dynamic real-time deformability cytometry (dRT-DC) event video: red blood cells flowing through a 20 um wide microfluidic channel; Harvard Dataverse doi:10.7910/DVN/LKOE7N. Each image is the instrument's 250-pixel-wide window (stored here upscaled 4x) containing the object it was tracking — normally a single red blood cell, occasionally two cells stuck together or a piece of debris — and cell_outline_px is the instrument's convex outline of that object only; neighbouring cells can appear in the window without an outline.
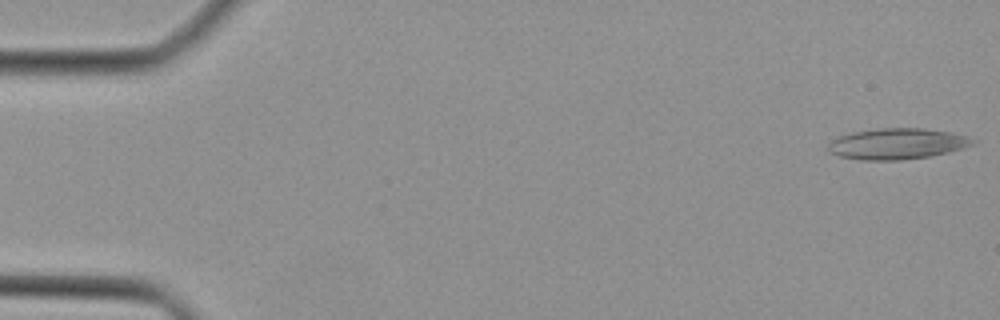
{"species": "Egyptian fruit bat (a non-hibernating species)", "species_latin": "Rousettus aegyptiacus", "temperature_condition": "cold", "stored_images_in_passage": 44, "camera_frame_rate_fps": 3000, "um_per_image_px": 0.085, "animal": {"sex": "female"}, "frame": {"image": 1, "passage_image": 1, "time_ms": 0.0, "image_size_px": [1000, 320], "cell_outline_px": [[976, 144], [964, 148], [948, 152], [928, 156], [900, 160], [860, 160], [840, 156], [828, 152], [828, 144], [832, 140], [840, 136], [852, 132], [880, 128], [920, 128], [948, 132], [968, 136], [976, 140]], "centroid_in_image_um": [76.26, 12.22], "position_along_channel_um": 8.7, "area_um2": 26.01}}
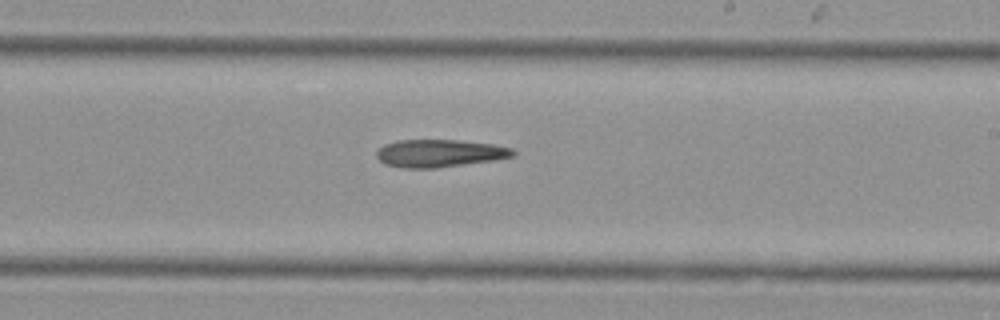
{"frame": {"image": 2, "passage_image": 26, "time_ms": 8.333, "image_size_px": [1000, 320], "cell_outline_px": [[516, 156], [496, 160], [436, 168], [400, 168], [384, 164], [376, 156], [376, 152], [384, 144], [396, 140], [460, 140], [492, 144], [512, 148], [516, 152]], "centroid_in_image_um": [37.37, 13.03], "position_along_channel_um": 251.6, "area_um2": 22.2}}
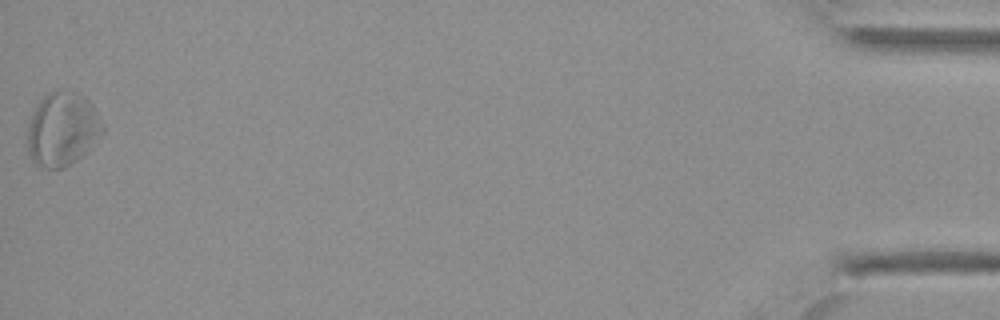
{"frame": {"image": 3, "passage_image": 44, "time_ms": 14.333, "image_size_px": [1000, 320], "cell_outline_px": [[104, 132], [72, 164], [64, 168], [44, 168], [36, 164], [32, 160], [28, 152], [28, 124], [32, 112], [40, 100], [48, 92], [80, 92], [92, 104], [104, 124]], "centroid_in_image_um": [5.3, 10.98], "position_along_channel_um": 429.9, "area_um2": 32.14}}